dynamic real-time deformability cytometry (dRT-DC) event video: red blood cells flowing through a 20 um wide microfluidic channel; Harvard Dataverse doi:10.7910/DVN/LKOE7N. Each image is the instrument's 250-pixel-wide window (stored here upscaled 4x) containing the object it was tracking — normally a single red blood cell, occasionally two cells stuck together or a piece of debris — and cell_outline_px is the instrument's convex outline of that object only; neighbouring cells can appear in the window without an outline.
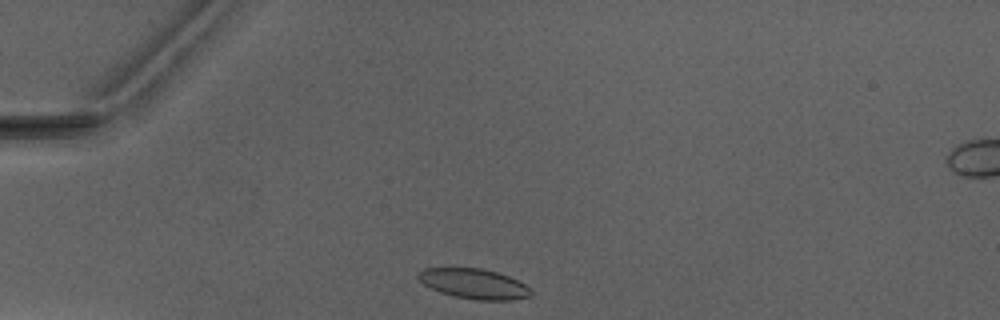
{"species": "Egyptian fruit bat (a non-hibernating species)", "species_latin": "Rousettus aegyptiacus", "temperature_condition": "warm", "stored_images_in_passage": 3, "camera_frame_rate_fps": 3000, "um_per_image_px": 0.085, "animal": {"sex": "male"}, "frame": {"image": 1, "passage_image": 1, "time_ms": 0.0, "image_size_px": [1000, 320], "cell_outline_px": [[532, 296], [512, 300], [476, 300], [456, 296], [440, 292], [424, 284], [416, 276], [424, 268], [480, 268], [496, 272], [508, 276], [532, 288]], "centroid_in_image_um": [40.32, 24.12], "position_along_channel_um": 44.7, "area_um2": 19.59}}